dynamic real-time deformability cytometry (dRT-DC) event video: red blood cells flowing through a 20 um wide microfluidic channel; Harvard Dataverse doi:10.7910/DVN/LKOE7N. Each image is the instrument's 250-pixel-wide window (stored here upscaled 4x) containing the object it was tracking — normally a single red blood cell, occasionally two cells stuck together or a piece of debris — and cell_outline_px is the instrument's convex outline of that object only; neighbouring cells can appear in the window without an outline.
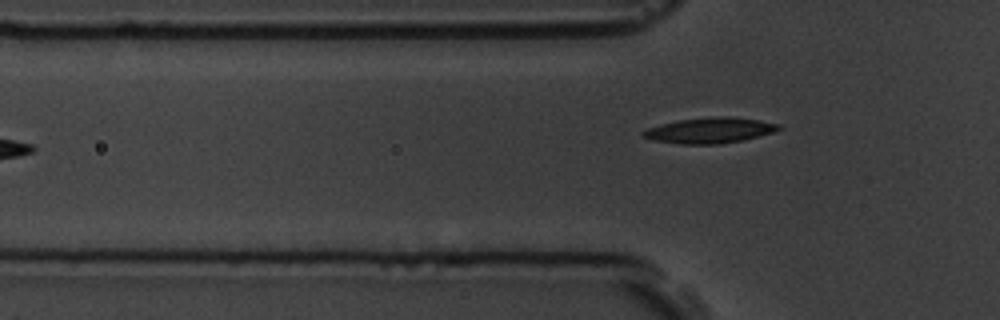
{"species": "common noctule bat (a hibernating species)", "species_latin": "Nyctalus noctula", "temperature_condition": "room temperature", "stored_images_in_passage": 6, "camera_frame_rate_fps": 3000, "um_per_image_px": 0.085, "animal": {"sex": "male", "body_mass_g": 19.5, "forearm_length_mm": 54.6}, "frame": {"image": 1, "passage_image": 6, "time_ms": 6.667, "image_size_px": [1000, 320], "cell_outline_px": [[784, 128], [772, 132], [744, 140], [720, 144], [680, 144], [652, 140], [640, 136], [640, 132], [648, 128], [660, 124], [680, 120], [720, 116], [732, 116], [780, 124]], "centroid_in_image_um": [60.31, 11.09], "position_along_channel_um": 65.5, "area_um2": 20.23}}